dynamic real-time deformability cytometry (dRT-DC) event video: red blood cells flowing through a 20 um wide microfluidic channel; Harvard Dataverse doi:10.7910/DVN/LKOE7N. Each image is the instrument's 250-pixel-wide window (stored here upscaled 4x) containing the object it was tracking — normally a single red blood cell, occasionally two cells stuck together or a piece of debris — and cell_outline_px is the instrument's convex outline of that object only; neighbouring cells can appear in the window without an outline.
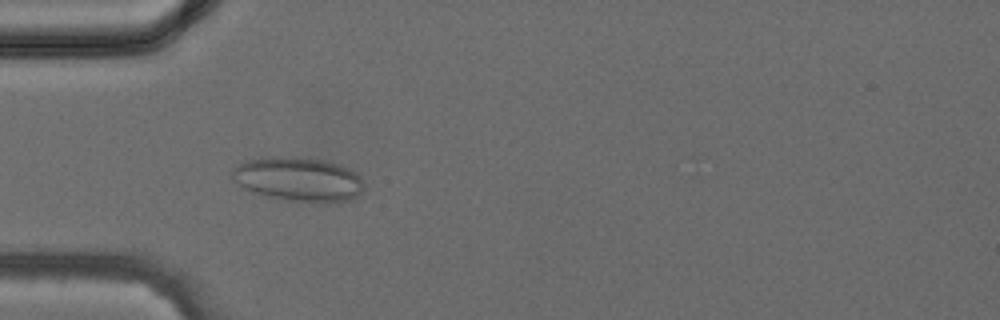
{"species": "common noctule bat (a hibernating species)", "species_latin": "Nyctalus noctula", "temperature_condition": "cold", "stored_images_in_passage": 38, "camera_frame_rate_fps": 3000, "um_per_image_px": 0.085, "animal": {"sex": "female", "body_mass_g": 24.6, "forearm_length_mm": 56.2}, "frame": {"image": 1, "passage_image": 11, "time_ms": 3.333, "image_size_px": [1000, 320], "cell_outline_px": [[364, 188], [356, 196], [348, 200], [292, 200], [264, 196], [252, 192], [244, 188], [232, 176], [232, 168], [248, 160], [264, 156], [296, 156], [324, 160], [340, 164], [356, 172], [360, 176], [364, 184]], "centroid_in_image_um": [25.35, 15.18], "position_along_channel_um": 59.7, "area_um2": 33.47}}
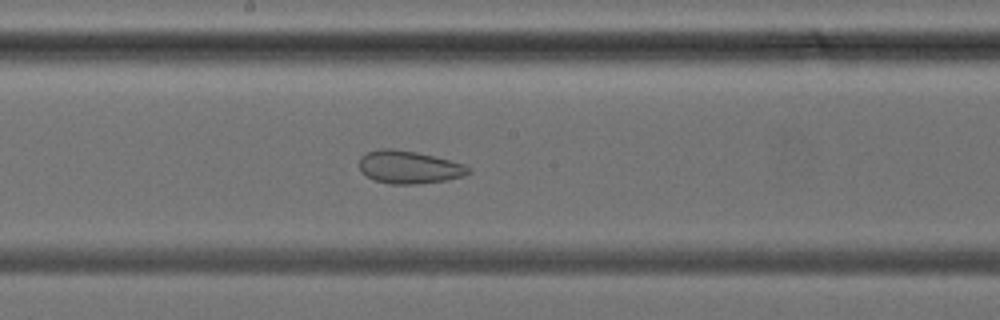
{"frame": {"image": 2, "passage_image": 20, "time_ms": 6.333, "image_size_px": [1000, 320], "cell_outline_px": [[472, 172], [464, 176], [444, 180], [416, 184], [388, 184], [376, 180], [360, 172], [360, 156], [368, 152], [380, 148], [392, 148], [416, 152], [464, 164], [472, 168]], "centroid_in_image_um": [34.77, 14.21], "position_along_channel_um": 213.4, "area_um2": 20.81}}
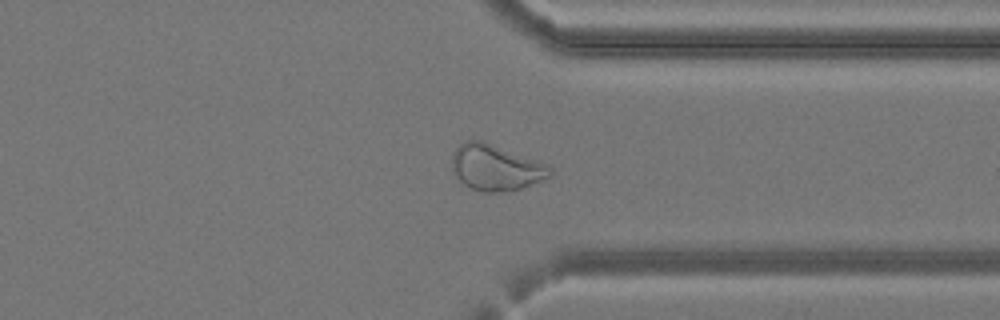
{"frame": {"image": 3, "passage_image": 29, "time_ms": 9.333, "image_size_px": [1000, 320], "cell_outline_px": [[552, 172], [548, 176], [540, 180], [520, 188], [508, 192], [484, 192], [472, 188], [464, 184], [456, 176], [452, 168], [452, 152], [460, 144], [468, 140], [484, 140], [548, 164], [552, 168]], "centroid_in_image_um": [42.12, 14.22], "position_along_channel_um": 369.3, "area_um2": 26.24}}